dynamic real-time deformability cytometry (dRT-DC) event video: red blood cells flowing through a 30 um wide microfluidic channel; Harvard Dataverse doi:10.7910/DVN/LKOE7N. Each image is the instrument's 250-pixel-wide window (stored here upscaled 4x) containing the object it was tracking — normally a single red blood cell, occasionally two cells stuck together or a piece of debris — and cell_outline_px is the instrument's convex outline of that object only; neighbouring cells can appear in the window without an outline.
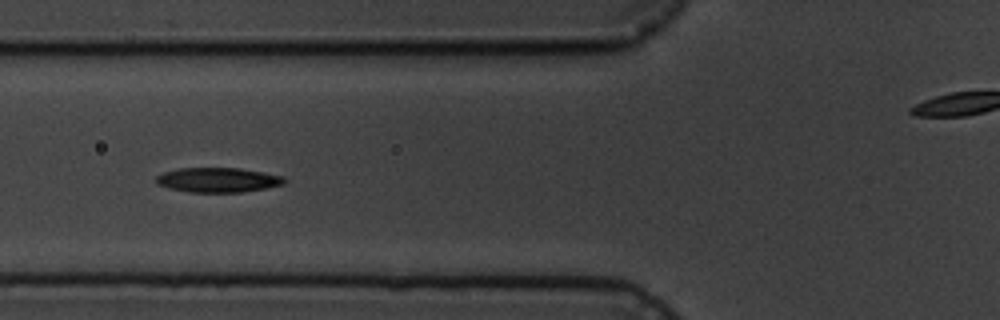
{"species": "common noctule bat (a hibernating species)", "species_latin": "Nyctalus noctula", "temperature_condition": "cold", "stored_images_in_passage": 15, "camera_frame_rate_fps": 3000, "um_per_image_px": 0.085, "animal": {"sex": "male", "body_mass_g": 19.5, "forearm_length_mm": 54.6}, "frame": {"image": 1, "passage_image": 5, "time_ms": 5.333, "image_size_px": [1000, 320], "cell_outline_px": [[288, 180], [284, 184], [264, 188], [240, 192], [188, 192], [168, 188], [156, 184], [156, 176], [164, 172], [180, 168], [240, 168], [264, 172], [284, 176]], "centroid_in_image_um": [18.53, 15.29], "position_along_channel_um": 107.3, "area_um2": 18.5}}
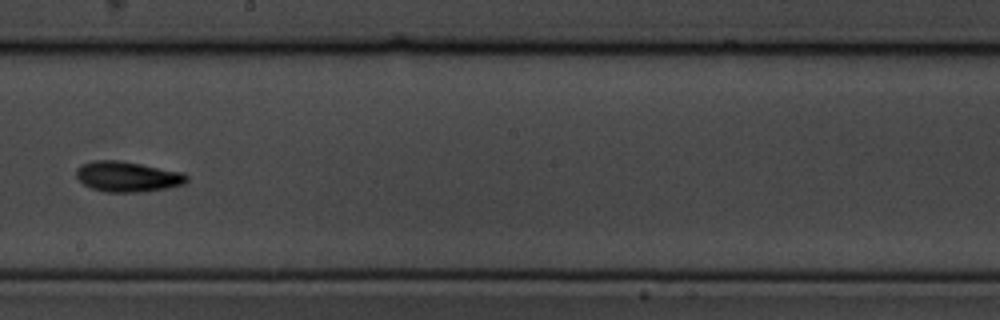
{"frame": {"image": 2, "passage_image": 8, "time_ms": 9.0, "image_size_px": [1000, 320], "cell_outline_px": [[188, 180], [184, 184], [144, 192], [104, 192], [92, 188], [84, 184], [76, 176], [76, 168], [80, 164], [92, 160], [116, 160], [140, 164], [184, 172], [188, 176]], "centroid_in_image_um": [10.82, 15.01], "position_along_channel_um": 237.4, "area_um2": 19.59}}
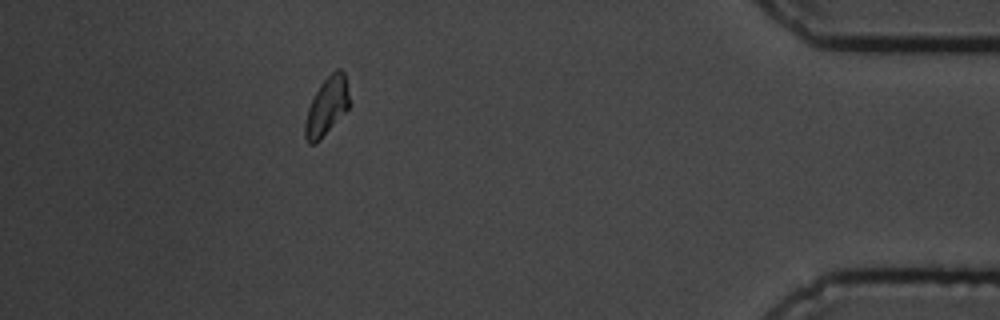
{"frame": {"image": 3, "passage_image": 15, "time_ms": 17.667, "image_size_px": [1000, 320], "cell_outline_px": [[352, 104], [320, 140], [312, 144], [308, 144], [304, 136], [304, 124], [308, 108], [320, 84], [336, 68], [340, 68], [344, 72]], "centroid_in_image_um": [27.8, 9.03], "position_along_channel_um": 407.4, "area_um2": 15.09}, "authors_computed_cell_mechanics": {"area_um2": 18.0914, "velocity_mm_per_s": 3.5566, "shape_relaxation_time_tau1_ms": 2.0917, "shape_relaxation_time_tau2_ms": 4.6659, "deformation_change_tau1": 0.0939, "deformation_change_tau2": 0.1081}}